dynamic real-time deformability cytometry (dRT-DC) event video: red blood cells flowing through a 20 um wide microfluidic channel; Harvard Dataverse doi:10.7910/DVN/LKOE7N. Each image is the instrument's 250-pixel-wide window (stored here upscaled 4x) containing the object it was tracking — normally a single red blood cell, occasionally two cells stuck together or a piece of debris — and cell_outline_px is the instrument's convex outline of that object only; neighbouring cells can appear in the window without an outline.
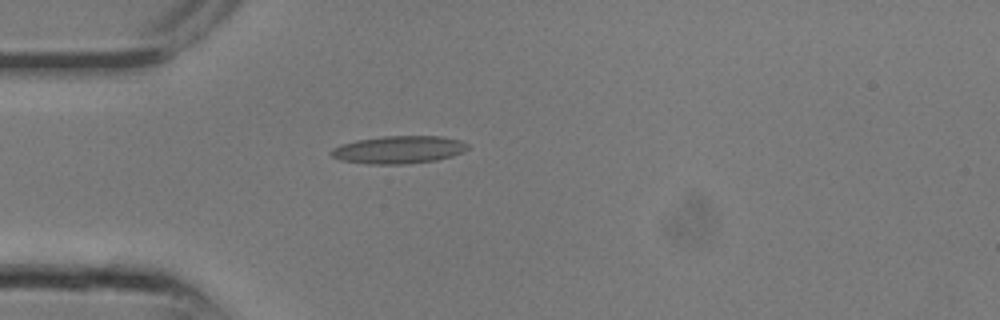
{"species": "common noctule bat (a hibernating species)", "species_latin": "Nyctalus noctula", "temperature_condition": "room temperature", "stored_images_in_passage": 3, "camera_frame_rate_fps": 3000, "um_per_image_px": 0.085, "animal": {"sex": "male", "body_mass_g": 13.3}, "frame": {"image": 1, "passage_image": 1, "time_ms": 0.0, "image_size_px": [1000, 320], "cell_outline_px": [[468, 148], [452, 156], [436, 160], [404, 164], [368, 164], [340, 160], [332, 156], [328, 152], [332, 148], [340, 144], [356, 140], [384, 136], [440, 136], [460, 140], [468, 144]], "centroid_in_image_um": [33.84, 12.72], "position_along_channel_um": 51.2, "area_um2": 22.02}}
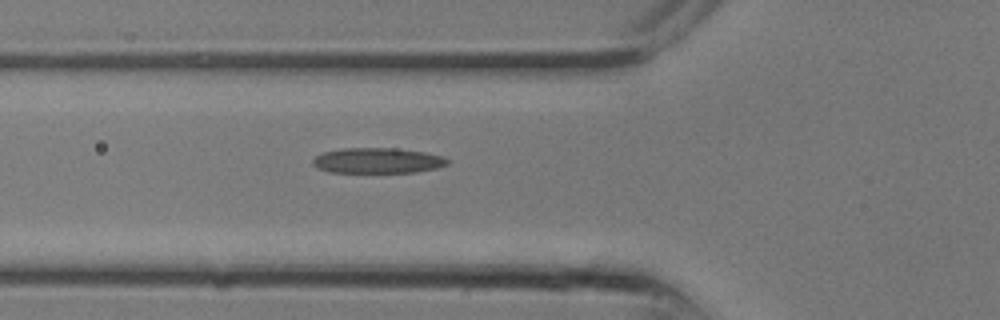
{"frame": {"image": 2, "passage_image": 3, "time_ms": 0.667, "image_size_px": [1000, 320], "cell_outline_px": [[448, 164], [436, 168], [416, 172], [328, 172], [316, 168], [312, 164], [312, 160], [316, 156], [324, 152], [340, 148], [396, 148], [424, 152], [444, 156], [448, 160]], "centroid_in_image_um": [32.07, 13.64], "position_along_channel_um": 93.7, "area_um2": 20.0}}